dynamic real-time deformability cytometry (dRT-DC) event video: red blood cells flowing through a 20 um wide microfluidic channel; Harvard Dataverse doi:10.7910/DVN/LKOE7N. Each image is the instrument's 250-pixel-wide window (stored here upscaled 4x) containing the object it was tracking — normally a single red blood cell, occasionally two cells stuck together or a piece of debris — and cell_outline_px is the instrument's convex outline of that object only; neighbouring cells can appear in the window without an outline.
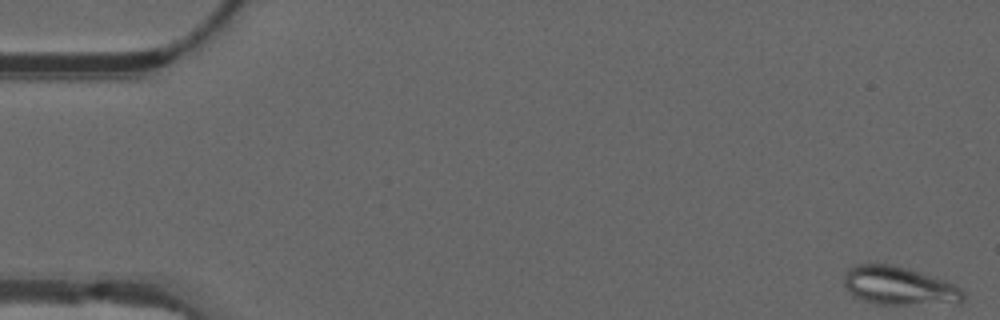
{"species": "common noctule bat (a hibernating species)", "species_latin": "Nyctalus noctula", "temperature_condition": "warm", "stored_images_in_passage": 14, "camera_frame_rate_fps": 3000, "um_per_image_px": 0.085, "animal": {"sex": "male", "forearm_length_mm": 52.5}, "frame": {"image": 1, "passage_image": 1, "time_ms": 0.0, "image_size_px": [1000, 320], "cell_outline_px": [[964, 300], [960, 304], [880, 304], [864, 300], [856, 296], [844, 288], [844, 272], [848, 268], [856, 264], [888, 264], [904, 268], [944, 280], [956, 284], [964, 292]], "centroid_in_image_um": [76.44, 24.31], "position_along_channel_um": 8.6, "area_um2": 26.65}}